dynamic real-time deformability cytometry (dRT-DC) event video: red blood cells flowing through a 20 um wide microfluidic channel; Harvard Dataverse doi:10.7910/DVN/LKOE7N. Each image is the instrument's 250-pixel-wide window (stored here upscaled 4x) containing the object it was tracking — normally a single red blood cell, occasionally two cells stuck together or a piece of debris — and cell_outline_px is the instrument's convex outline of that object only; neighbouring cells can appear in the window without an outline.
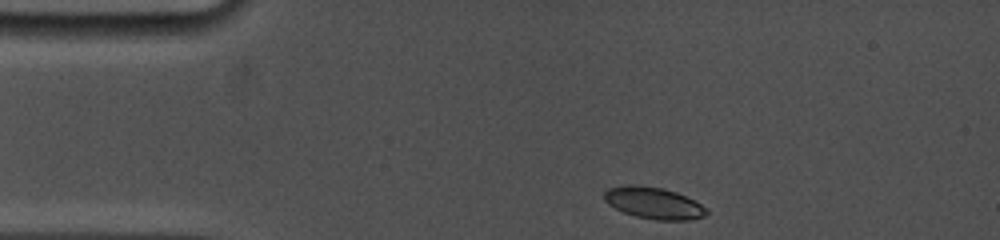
{"species": "common noctule bat (a hibernating species)", "species_latin": "Nyctalus noctula", "temperature_condition": "cold", "stored_images_in_passage": 35, "camera_frame_rate_fps": 5000, "um_per_image_px": 0.085, "animal": {"sex": "female", "body_mass_g": 19.0, "forearm_length_mm": 53.3}, "frame": {"image": 1, "passage_image": 1, "time_ms": 0.0, "image_size_px": [1000, 240], "cell_outline_px": [[708, 212], [704, 216], [688, 220], [656, 220], [636, 216], [624, 212], [608, 204], [604, 200], [604, 192], [608, 188], [628, 184], [636, 184], [664, 188], [676, 192], [700, 204]], "centroid_in_image_um": [55.52, 17.24], "position_along_channel_um": 29.5, "area_um2": 18.73}}
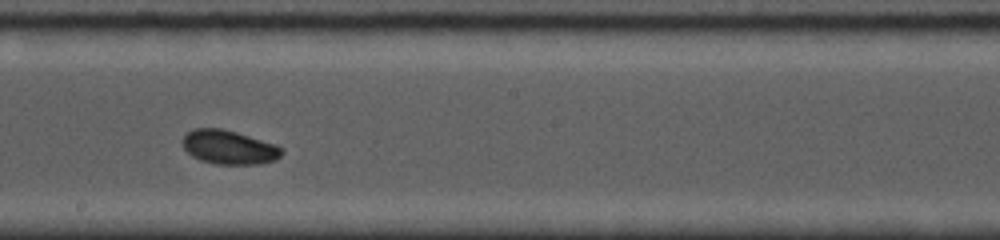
{"frame": {"image": 2, "passage_image": 19, "time_ms": 6.6, "image_size_px": [1000, 240], "cell_outline_px": [[284, 152], [276, 160], [260, 164], [216, 164], [200, 160], [192, 156], [184, 148], [180, 140], [192, 128], [220, 128], [236, 132], [276, 144], [284, 148]], "centroid_in_image_um": [19.47, 12.51], "position_along_channel_um": 228.7, "area_um2": 19.83}}
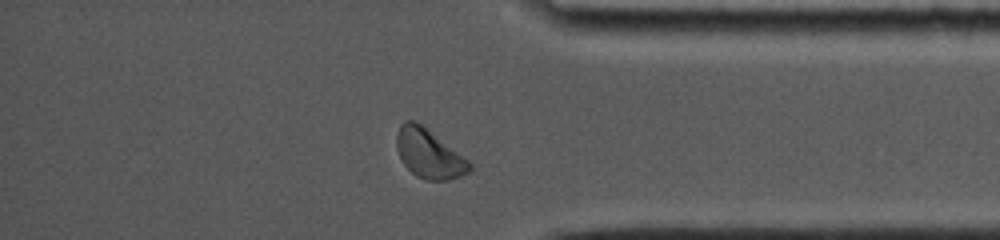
{"frame": {"image": 3, "passage_image": 32, "time_ms": 11.2, "image_size_px": [1000, 240], "cell_outline_px": [[472, 172], [448, 180], [428, 180], [416, 176], [404, 164], [396, 148], [396, 136], [400, 124], [404, 120], [412, 120], [420, 124], [468, 160], [472, 164]], "centroid_in_image_um": [36.46, 13.08], "position_along_channel_um": 398.7, "area_um2": 20.52}, "authors_computed_cell_mechanics": {"area_um2": 19.3052, "velocity_mm_per_s": 3.7589, "shape_relaxation_time_tau1_ms": 2.7514, "shape_relaxation_time_tau2_ms": null, "deformation_change_tau1": 0.0893, "deformation_change_tau2": null}}